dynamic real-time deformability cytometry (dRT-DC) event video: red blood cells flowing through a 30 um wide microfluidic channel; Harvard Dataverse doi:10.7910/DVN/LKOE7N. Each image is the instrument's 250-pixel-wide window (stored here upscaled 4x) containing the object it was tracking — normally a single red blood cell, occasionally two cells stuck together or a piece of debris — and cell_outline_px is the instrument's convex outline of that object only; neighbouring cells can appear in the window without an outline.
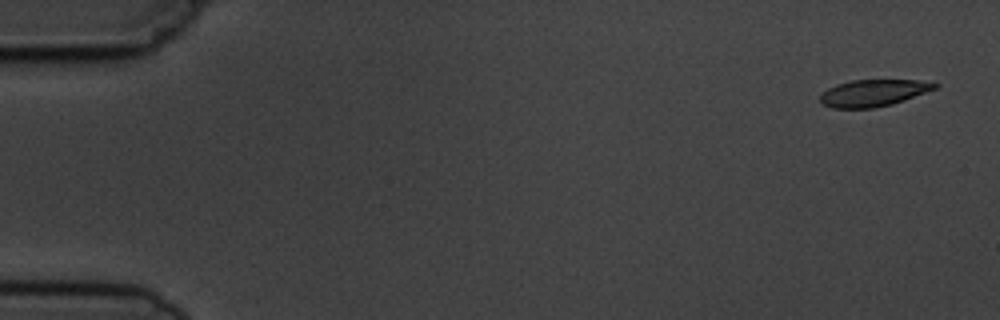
{"species": "common noctule bat (a hibernating species)", "species_latin": "Nyctalus noctula", "temperature_condition": "cold", "stored_images_in_passage": 5, "camera_frame_rate_fps": 3000, "um_per_image_px": 0.085, "animal": {"sex": "male", "body_mass_g": 19.5, "forearm_length_mm": 54.6}, "frame": {"image": 1, "passage_image": 1, "time_ms": 0.0, "image_size_px": [1000, 320], "cell_outline_px": [[940, 84], [936, 88], [904, 100], [892, 104], [872, 108], [832, 108], [820, 104], [820, 96], [828, 88], [836, 84], [852, 80], [916, 80]], "centroid_in_image_um": [74.19, 7.9], "position_along_channel_um": 10.8, "area_um2": 17.8}}
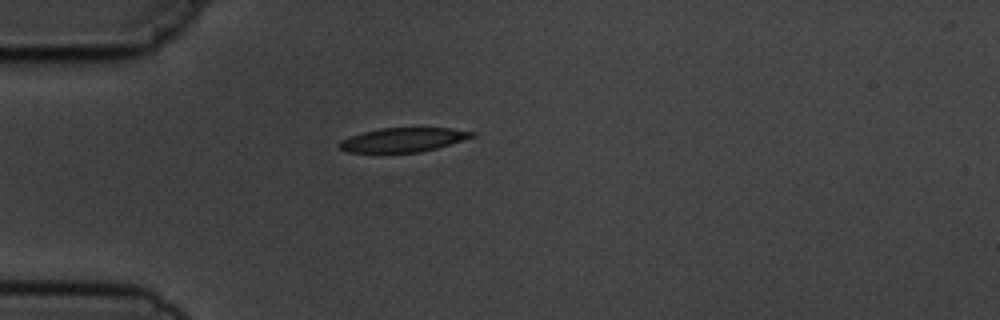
{"frame": {"image": 2, "passage_image": 4, "time_ms": 4.333, "image_size_px": [1000, 320], "cell_outline_px": [[476, 136], [436, 148], [420, 152], [348, 152], [336, 148], [336, 144], [340, 140], [364, 132], [380, 128], [452, 128], [476, 132]], "centroid_in_image_um": [34.24, 11.88], "position_along_channel_um": 50.8, "area_um2": 18.61}}